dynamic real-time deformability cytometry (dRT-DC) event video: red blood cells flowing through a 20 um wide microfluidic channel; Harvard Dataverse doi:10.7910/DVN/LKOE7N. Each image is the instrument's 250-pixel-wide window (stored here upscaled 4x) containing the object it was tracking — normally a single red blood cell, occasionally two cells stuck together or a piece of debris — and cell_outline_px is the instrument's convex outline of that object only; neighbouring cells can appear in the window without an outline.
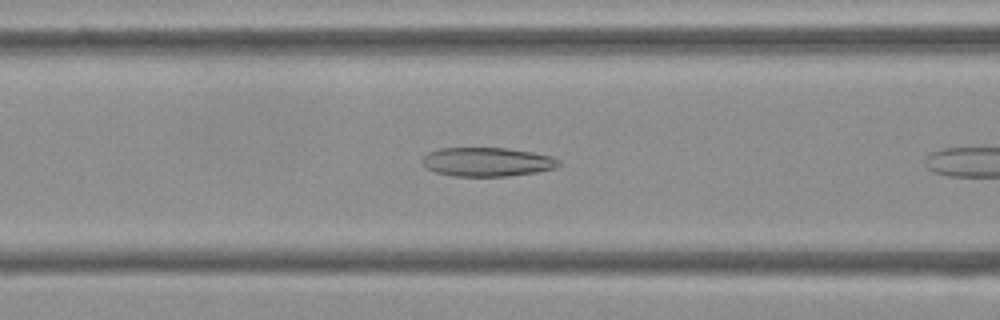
{"species": "Egyptian fruit bat (a non-hibernating species)", "species_latin": "Rousettus aegyptiacus", "temperature_condition": "cold", "stored_images_in_passage": 8, "camera_frame_rate_fps": 3000, "um_per_image_px": 0.085, "frame": {"image": 1, "passage_image": 7, "time_ms": 2.0, "image_size_px": [1000, 320], "cell_outline_px": [[560, 164], [556, 168], [536, 172], [508, 176], [452, 176], [436, 172], [428, 168], [424, 164], [424, 156], [428, 152], [440, 148], [508, 148], [532, 152], [552, 156], [560, 160]], "centroid_in_image_um": [41.45, 13.76], "position_along_channel_um": 125.1, "area_um2": 22.95}}